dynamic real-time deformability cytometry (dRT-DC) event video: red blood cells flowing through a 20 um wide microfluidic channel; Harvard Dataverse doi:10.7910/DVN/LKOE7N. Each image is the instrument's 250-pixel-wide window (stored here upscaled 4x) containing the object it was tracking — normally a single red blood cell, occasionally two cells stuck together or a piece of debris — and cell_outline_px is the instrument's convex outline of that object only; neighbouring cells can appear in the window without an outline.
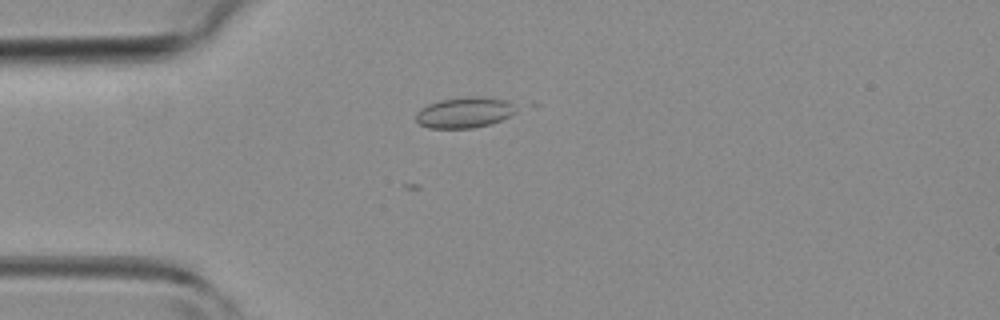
{"species": "common noctule bat (a hibernating species)", "species_latin": "Nyctalus noctula", "temperature_condition": "room temperature", "stored_images_in_passage": 2, "camera_frame_rate_fps": 3000, "um_per_image_px": 0.085, "animal": {"sex": "female", "body_mass_g": 19.3, "forearm_length_mm": 54.1}, "frame": {"image": 1, "passage_image": 1, "time_ms": 0.0, "image_size_px": [1000, 320], "cell_outline_px": [[516, 112], [500, 120], [488, 124], [472, 128], [428, 128], [420, 124], [416, 120], [416, 112], [420, 108], [428, 104], [440, 100], [464, 96], [484, 96], [504, 100], [512, 104], [516, 108]], "centroid_in_image_um": [39.44, 9.55], "position_along_channel_um": 45.6, "area_um2": 17.92}}